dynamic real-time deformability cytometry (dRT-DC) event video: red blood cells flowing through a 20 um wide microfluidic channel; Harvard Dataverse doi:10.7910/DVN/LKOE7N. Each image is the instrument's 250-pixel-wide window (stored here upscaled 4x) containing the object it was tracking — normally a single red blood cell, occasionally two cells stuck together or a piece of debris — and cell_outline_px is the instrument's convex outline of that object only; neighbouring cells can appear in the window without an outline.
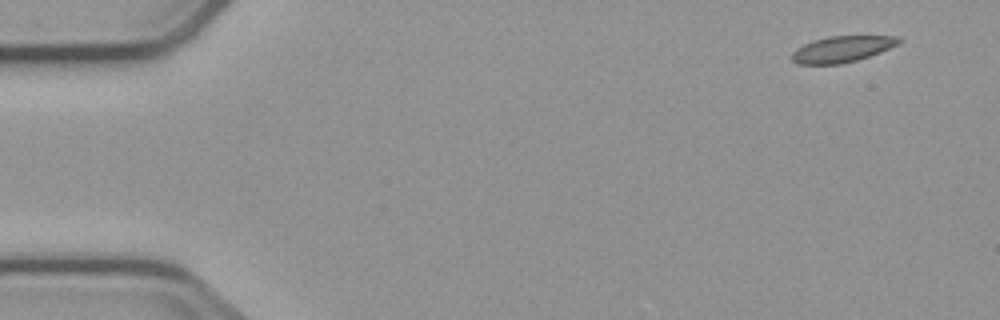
{"species": "common noctule bat (a hibernating species)", "species_latin": "Nyctalus noctula", "temperature_condition": "cold", "stored_images_in_passage": 5, "camera_frame_rate_fps": 3000, "um_per_image_px": 0.085, "animal": {"sex": "male", "body_mass_g": 23.1, "forearm_length_mm": 52.7}, "frame": {"image": 1, "passage_image": 1, "time_ms": 0.0, "image_size_px": [1000, 320], "cell_outline_px": [[904, 40], [900, 44], [880, 52], [856, 60], [840, 64], [796, 64], [792, 60], [792, 52], [796, 48], [812, 40], [828, 36], [900, 36]], "centroid_in_image_um": [71.6, 4.16], "position_along_channel_um": 13.4, "area_um2": 16.42}}